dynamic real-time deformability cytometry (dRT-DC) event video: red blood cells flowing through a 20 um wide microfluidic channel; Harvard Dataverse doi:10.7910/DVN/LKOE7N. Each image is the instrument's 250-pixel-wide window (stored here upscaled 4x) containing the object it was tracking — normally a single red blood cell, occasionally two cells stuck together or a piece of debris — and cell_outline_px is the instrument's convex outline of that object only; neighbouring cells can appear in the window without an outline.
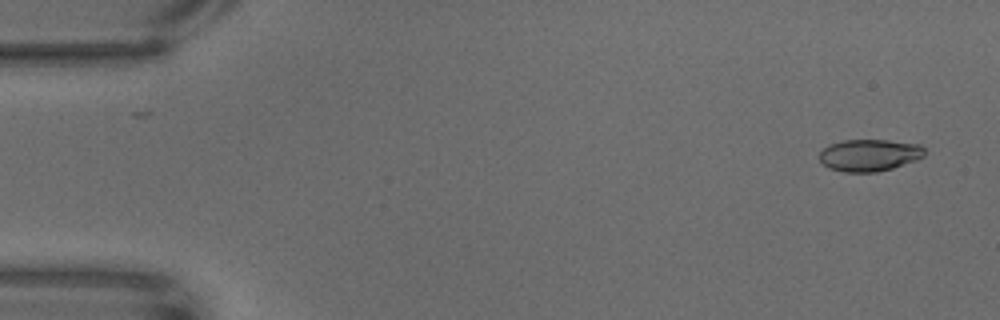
{"species": "common noctule bat (a hibernating species)", "species_latin": "Nyctalus noctula", "temperature_condition": "warm", "stored_images_in_passage": 65, "camera_frame_rate_fps": 3000, "um_per_image_px": 0.085, "animal": {"sex": "male", "body_mass_g": 18.8}, "frame": {"image": 1, "passage_image": 3, "time_ms": 0.667, "image_size_px": [1000, 320], "cell_outline_px": [[924, 156], [916, 160], [892, 168], [876, 172], [844, 172], [828, 168], [820, 160], [820, 152], [828, 144], [844, 140], [888, 140], [920, 144], [924, 148]], "centroid_in_image_um": [73.89, 13.18], "position_along_channel_um": 11.1, "area_um2": 19.59}}
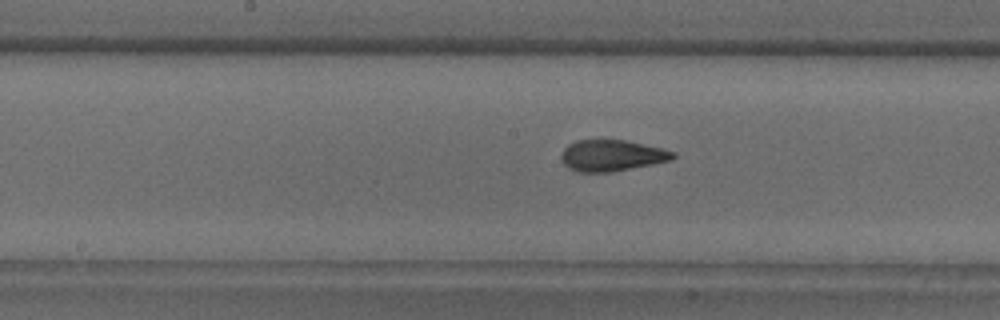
{"frame": {"image": 2, "passage_image": 33, "time_ms": 10.667, "image_size_px": [1000, 320], "cell_outline_px": [[676, 156], [672, 160], [612, 172], [576, 172], [568, 168], [564, 164], [560, 156], [564, 148], [568, 144], [576, 140], [624, 140], [660, 148], [676, 152]], "centroid_in_image_um": [51.98, 13.23], "position_along_channel_um": 196.2, "area_um2": 20.35}}
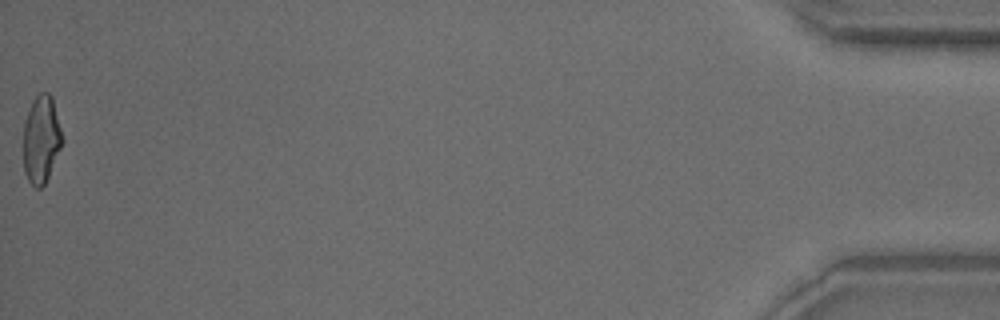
{"frame": {"image": 3, "passage_image": 65, "time_ms": 21.333, "image_size_px": [1000, 320], "cell_outline_px": [[64, 140], [48, 176], [44, 184], [40, 188], [36, 188], [28, 180], [24, 172], [24, 120], [32, 100], [40, 92], [48, 92], [52, 96]], "centroid_in_image_um": [3.51, 11.81], "position_along_channel_um": 431.7, "area_um2": 19.83}}